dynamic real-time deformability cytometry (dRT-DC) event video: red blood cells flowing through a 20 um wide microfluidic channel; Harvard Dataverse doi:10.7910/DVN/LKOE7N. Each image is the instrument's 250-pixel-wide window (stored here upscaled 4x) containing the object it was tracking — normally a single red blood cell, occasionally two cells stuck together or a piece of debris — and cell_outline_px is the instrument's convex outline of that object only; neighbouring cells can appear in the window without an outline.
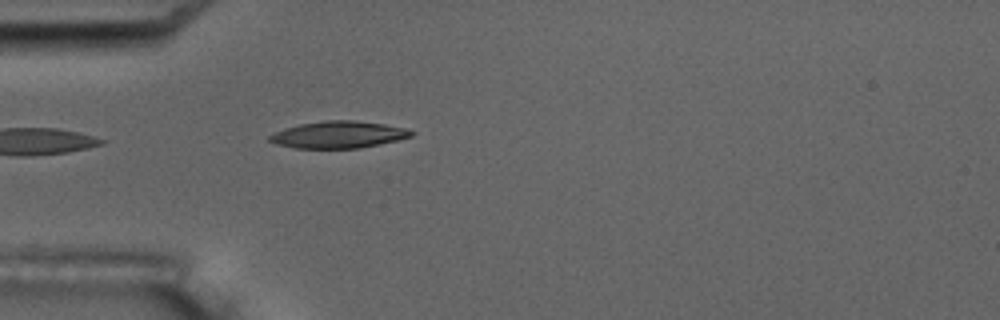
{"species": "common noctule bat (a hibernating species)", "species_latin": "Nyctalus noctula", "temperature_condition": "room temperature", "stored_images_in_passage": 5, "camera_frame_rate_fps": 3000, "um_per_image_px": 0.085, "animal": {"sex": "male", "body_mass_g": 17.5, "forearm_length_mm": 52.3}, "frame": {"image": 1, "passage_image": 5, "time_ms": 4.667, "image_size_px": [1000, 320], "cell_outline_px": [[416, 132], [412, 136], [396, 140], [360, 148], [296, 148], [276, 144], [268, 140], [268, 136], [284, 128], [300, 124], [324, 120], [356, 120], [384, 124], [404, 128]], "centroid_in_image_um": [28.75, 11.44], "position_along_channel_um": 56.2, "area_um2": 22.14}}